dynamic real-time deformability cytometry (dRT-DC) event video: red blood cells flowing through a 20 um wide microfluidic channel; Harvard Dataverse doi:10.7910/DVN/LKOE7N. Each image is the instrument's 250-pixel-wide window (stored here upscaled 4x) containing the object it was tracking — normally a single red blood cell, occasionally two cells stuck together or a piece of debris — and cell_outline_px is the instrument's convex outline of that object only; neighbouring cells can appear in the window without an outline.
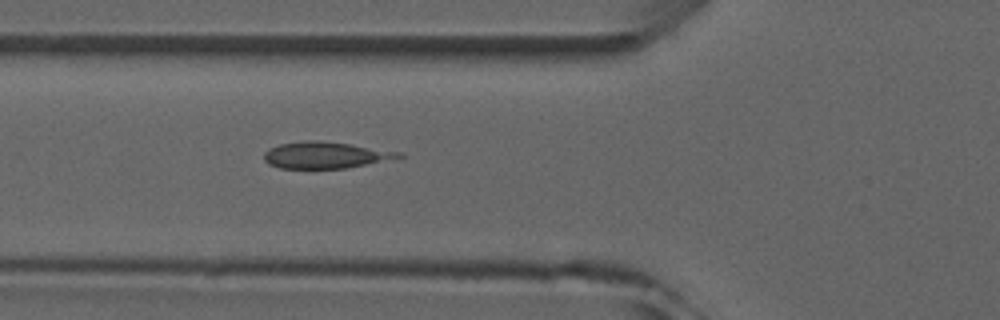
{"species": "common noctule bat (a hibernating species)", "species_latin": "Nyctalus noctula", "temperature_condition": "room temperature", "stored_images_in_passage": 6, "camera_frame_rate_fps": 3000, "um_per_image_px": 0.085, "animal": {"sex": "male", "forearm_length_mm": 52.5}, "frame": {"image": 1, "passage_image": 6, "time_ms": 5.667, "image_size_px": [1000, 320], "cell_outline_px": [[404, 156], [344, 168], [280, 168], [268, 164], [264, 160], [264, 152], [268, 148], [280, 144], [304, 140], [316, 140], [348, 144], [400, 152]], "centroid_in_image_um": [27.54, 13.17], "position_along_channel_um": 98.3, "area_um2": 20.35}}